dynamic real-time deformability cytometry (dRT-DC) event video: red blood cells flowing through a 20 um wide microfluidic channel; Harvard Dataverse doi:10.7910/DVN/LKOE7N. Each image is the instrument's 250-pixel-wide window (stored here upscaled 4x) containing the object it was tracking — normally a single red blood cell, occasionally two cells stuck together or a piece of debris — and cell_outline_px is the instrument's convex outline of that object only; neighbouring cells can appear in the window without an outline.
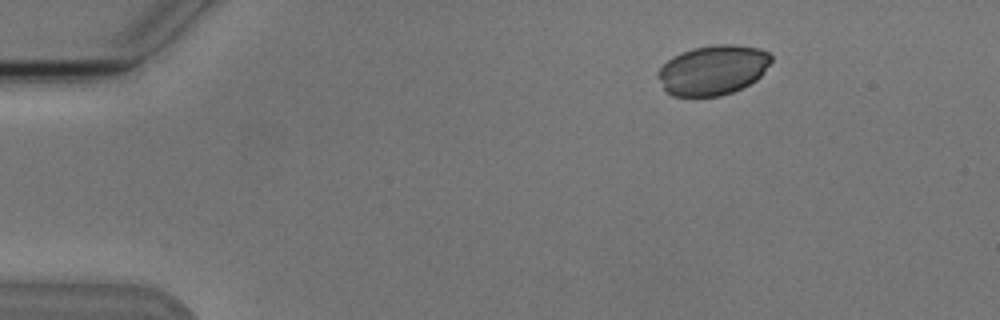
{"species": "Egyptian fruit bat (a non-hibernating species)", "species_latin": "Rousettus aegyptiacus", "temperature_condition": "cold", "stored_images_in_passage": 6, "camera_frame_rate_fps": 3000, "um_per_image_px": 0.085, "animal": {"sex": "male"}, "frame": {"image": 1, "passage_image": 2, "time_ms": 2.0, "image_size_px": [1000, 320], "cell_outline_px": [[772, 60], [764, 72], [756, 80], [732, 92], [720, 96], [672, 96], [664, 88], [656, 76], [656, 72], [672, 56], [680, 52], [692, 48], [712, 44], [732, 44], [760, 48], [768, 52], [772, 56]], "centroid_in_image_um": [60.59, 5.93], "position_along_channel_um": 24.4, "area_um2": 33.0}}